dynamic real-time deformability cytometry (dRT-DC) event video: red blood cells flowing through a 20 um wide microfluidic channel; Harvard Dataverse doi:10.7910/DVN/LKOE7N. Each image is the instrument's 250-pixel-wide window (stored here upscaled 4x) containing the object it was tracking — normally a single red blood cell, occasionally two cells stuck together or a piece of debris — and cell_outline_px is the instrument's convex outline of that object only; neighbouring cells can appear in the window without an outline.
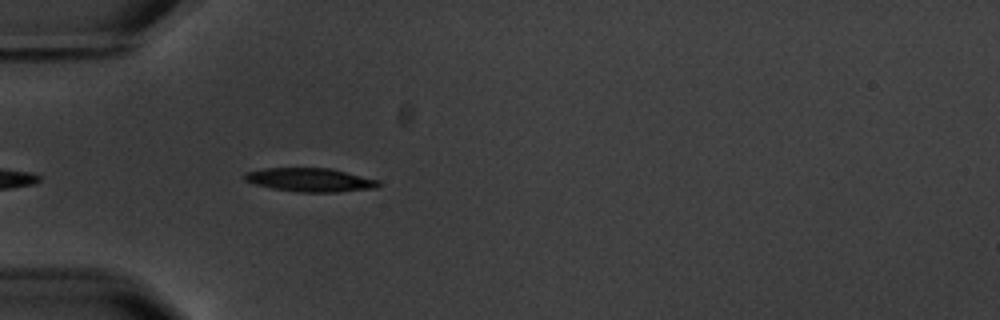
{"species": "common noctule bat (a hibernating species)", "species_latin": "Nyctalus noctula", "temperature_condition": "warm", "stored_images_in_passage": 4, "camera_frame_rate_fps": 3000, "um_per_image_px": 0.085, "animal": {"sex": "male", "body_mass_g": 20.1, "forearm_length_mm": 53.5}, "frame": {"image": 1, "passage_image": 4, "time_ms": 3.333, "image_size_px": [1000, 320], "cell_outline_px": [[380, 184], [376, 188], [336, 192], [296, 192], [272, 188], [256, 184], [244, 180], [244, 172], [264, 168], [328, 168], [380, 180]], "centroid_in_image_um": [26.34, 15.29], "position_along_channel_um": 58.7, "area_um2": 18.38}}